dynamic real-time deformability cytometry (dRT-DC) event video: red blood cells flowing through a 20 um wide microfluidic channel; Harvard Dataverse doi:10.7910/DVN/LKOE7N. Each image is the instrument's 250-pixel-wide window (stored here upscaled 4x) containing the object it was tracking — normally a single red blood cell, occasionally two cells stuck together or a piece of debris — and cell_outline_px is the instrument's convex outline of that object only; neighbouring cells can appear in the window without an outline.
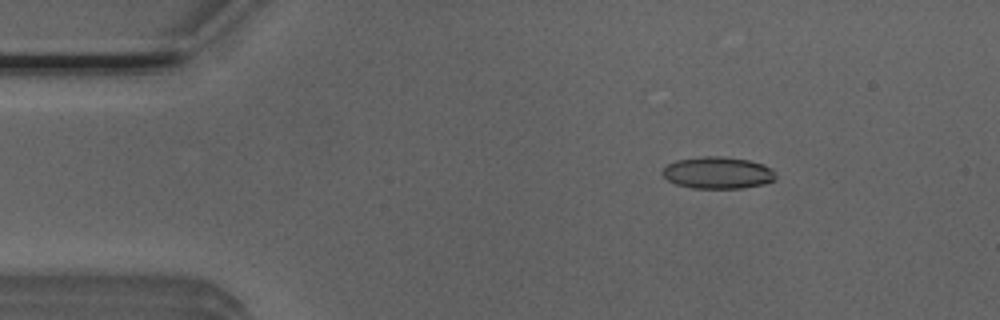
{"species": "Egyptian fruit bat (a non-hibernating species)", "species_latin": "Rousettus aegyptiacus", "temperature_condition": "room temperature", "stored_images_in_passage": 52, "camera_frame_rate_fps": 3000, "um_per_image_px": 0.085, "animal": {"sex": "male"}, "frame": {"image": 1, "passage_image": 8, "time_ms": 2.333, "image_size_px": [1000, 320], "cell_outline_px": [[776, 180], [764, 184], [740, 188], [692, 188], [676, 184], [668, 180], [660, 172], [668, 164], [676, 160], [704, 156], [720, 156], [748, 160], [764, 164], [772, 168], [776, 172]], "centroid_in_image_um": [61.04, 14.68], "position_along_channel_um": 24.0, "area_um2": 21.15}}
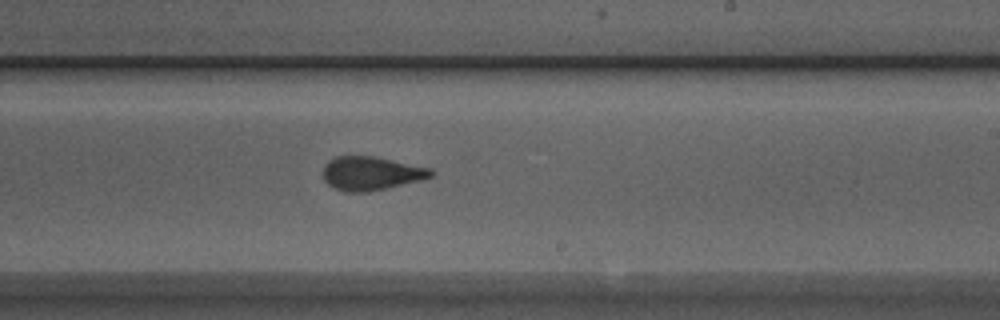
{"frame": {"image": 2, "passage_image": 31, "time_ms": 10.0, "image_size_px": [1000, 320], "cell_outline_px": [[436, 172], [432, 176], [420, 180], [368, 192], [344, 192], [328, 184], [324, 180], [324, 164], [328, 160], [336, 156], [376, 156], [432, 168]], "centroid_in_image_um": [31.56, 14.72], "position_along_channel_um": 257.4, "area_um2": 21.27}}
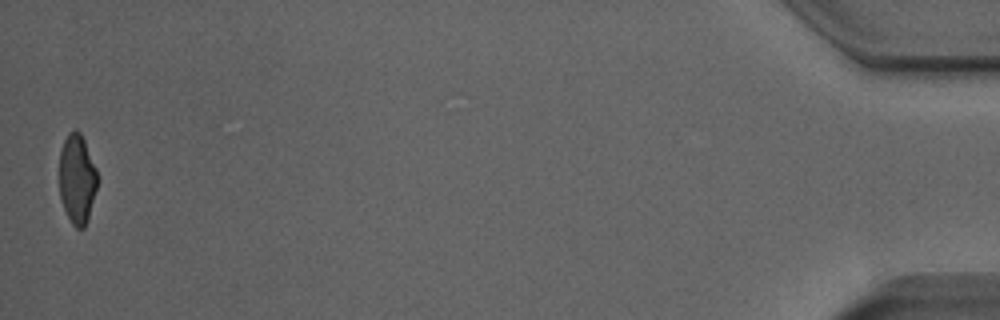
{"frame": {"image": 3, "passage_image": 52, "time_ms": 17.0, "image_size_px": [1000, 320], "cell_outline_px": [[96, 188], [88, 220], [84, 228], [76, 228], [72, 224], [64, 208], [60, 196], [60, 148], [68, 132], [76, 128], [80, 132], [84, 140], [96, 168]], "centroid_in_image_um": [6.54, 15.19], "position_along_channel_um": 428.7, "area_um2": 19.65}, "authors_computed_cell_mechanics": {"area_um2": 21.1548, "velocity_mm_per_s": 3.9033, "shape_relaxation_time_tau1_ms": 6.6474, "shape_relaxation_time_tau2_ms": 1.6124, "deformation_change_tau1": 0.1956, "deformation_change_tau2": 0.0952}}